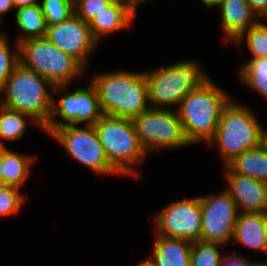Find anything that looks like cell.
<instances>
[{"label": "cell", "mask_w": 267, "mask_h": 266, "mask_svg": "<svg viewBox=\"0 0 267 266\" xmlns=\"http://www.w3.org/2000/svg\"><path fill=\"white\" fill-rule=\"evenodd\" d=\"M264 128L253 109L233 98L225 106L214 138L207 144L216 146L224 166H227L244 151L263 144Z\"/></svg>", "instance_id": "obj_4"}, {"label": "cell", "mask_w": 267, "mask_h": 266, "mask_svg": "<svg viewBox=\"0 0 267 266\" xmlns=\"http://www.w3.org/2000/svg\"><path fill=\"white\" fill-rule=\"evenodd\" d=\"M69 85L54 87L52 117L43 132L49 135L55 128L65 125H94L104 114L94 85L89 82L87 87H78L66 93ZM59 93V95H57ZM62 121L56 119L58 118Z\"/></svg>", "instance_id": "obj_8"}, {"label": "cell", "mask_w": 267, "mask_h": 266, "mask_svg": "<svg viewBox=\"0 0 267 266\" xmlns=\"http://www.w3.org/2000/svg\"><path fill=\"white\" fill-rule=\"evenodd\" d=\"M54 87L49 80L19 63L0 91V104L29 115L44 129L52 117Z\"/></svg>", "instance_id": "obj_3"}, {"label": "cell", "mask_w": 267, "mask_h": 266, "mask_svg": "<svg viewBox=\"0 0 267 266\" xmlns=\"http://www.w3.org/2000/svg\"><path fill=\"white\" fill-rule=\"evenodd\" d=\"M237 75L243 85L267 99V57L245 60Z\"/></svg>", "instance_id": "obj_23"}, {"label": "cell", "mask_w": 267, "mask_h": 266, "mask_svg": "<svg viewBox=\"0 0 267 266\" xmlns=\"http://www.w3.org/2000/svg\"><path fill=\"white\" fill-rule=\"evenodd\" d=\"M90 82L104 115L133 119L150 108L145 71L96 72Z\"/></svg>", "instance_id": "obj_1"}, {"label": "cell", "mask_w": 267, "mask_h": 266, "mask_svg": "<svg viewBox=\"0 0 267 266\" xmlns=\"http://www.w3.org/2000/svg\"><path fill=\"white\" fill-rule=\"evenodd\" d=\"M15 10L13 0H0V26L4 23V14Z\"/></svg>", "instance_id": "obj_32"}, {"label": "cell", "mask_w": 267, "mask_h": 266, "mask_svg": "<svg viewBox=\"0 0 267 266\" xmlns=\"http://www.w3.org/2000/svg\"><path fill=\"white\" fill-rule=\"evenodd\" d=\"M47 26L68 20L74 14V4L68 0H41Z\"/></svg>", "instance_id": "obj_27"}, {"label": "cell", "mask_w": 267, "mask_h": 266, "mask_svg": "<svg viewBox=\"0 0 267 266\" xmlns=\"http://www.w3.org/2000/svg\"><path fill=\"white\" fill-rule=\"evenodd\" d=\"M263 145L267 148V129L265 128L263 132Z\"/></svg>", "instance_id": "obj_37"}, {"label": "cell", "mask_w": 267, "mask_h": 266, "mask_svg": "<svg viewBox=\"0 0 267 266\" xmlns=\"http://www.w3.org/2000/svg\"><path fill=\"white\" fill-rule=\"evenodd\" d=\"M136 16L137 10L127 0H114L89 22V28L100 43L102 38L129 28Z\"/></svg>", "instance_id": "obj_15"}, {"label": "cell", "mask_w": 267, "mask_h": 266, "mask_svg": "<svg viewBox=\"0 0 267 266\" xmlns=\"http://www.w3.org/2000/svg\"><path fill=\"white\" fill-rule=\"evenodd\" d=\"M45 37L57 48L76 59L85 69L88 58L99 45L91 33L89 23L75 14L66 21L47 26Z\"/></svg>", "instance_id": "obj_13"}, {"label": "cell", "mask_w": 267, "mask_h": 266, "mask_svg": "<svg viewBox=\"0 0 267 266\" xmlns=\"http://www.w3.org/2000/svg\"><path fill=\"white\" fill-rule=\"evenodd\" d=\"M132 121L139 142L147 154L191 146L175 109L149 108Z\"/></svg>", "instance_id": "obj_9"}, {"label": "cell", "mask_w": 267, "mask_h": 266, "mask_svg": "<svg viewBox=\"0 0 267 266\" xmlns=\"http://www.w3.org/2000/svg\"><path fill=\"white\" fill-rule=\"evenodd\" d=\"M216 8L220 11V29L225 42L232 45L259 20L252 12L247 0H221Z\"/></svg>", "instance_id": "obj_16"}, {"label": "cell", "mask_w": 267, "mask_h": 266, "mask_svg": "<svg viewBox=\"0 0 267 266\" xmlns=\"http://www.w3.org/2000/svg\"><path fill=\"white\" fill-rule=\"evenodd\" d=\"M257 266H267V263H266V262H259V263L257 264Z\"/></svg>", "instance_id": "obj_38"}, {"label": "cell", "mask_w": 267, "mask_h": 266, "mask_svg": "<svg viewBox=\"0 0 267 266\" xmlns=\"http://www.w3.org/2000/svg\"><path fill=\"white\" fill-rule=\"evenodd\" d=\"M26 198L21 189L12 186H0V217L17 215Z\"/></svg>", "instance_id": "obj_28"}, {"label": "cell", "mask_w": 267, "mask_h": 266, "mask_svg": "<svg viewBox=\"0 0 267 266\" xmlns=\"http://www.w3.org/2000/svg\"><path fill=\"white\" fill-rule=\"evenodd\" d=\"M20 63L49 80L54 86L71 85L85 68L46 37L31 38L19 44Z\"/></svg>", "instance_id": "obj_7"}, {"label": "cell", "mask_w": 267, "mask_h": 266, "mask_svg": "<svg viewBox=\"0 0 267 266\" xmlns=\"http://www.w3.org/2000/svg\"><path fill=\"white\" fill-rule=\"evenodd\" d=\"M136 266H156V265L150 258H146L145 260L138 262Z\"/></svg>", "instance_id": "obj_36"}, {"label": "cell", "mask_w": 267, "mask_h": 266, "mask_svg": "<svg viewBox=\"0 0 267 266\" xmlns=\"http://www.w3.org/2000/svg\"><path fill=\"white\" fill-rule=\"evenodd\" d=\"M9 38L5 32H0V91L5 82L12 74L14 68L20 63L19 44L14 43L15 48H11Z\"/></svg>", "instance_id": "obj_26"}, {"label": "cell", "mask_w": 267, "mask_h": 266, "mask_svg": "<svg viewBox=\"0 0 267 266\" xmlns=\"http://www.w3.org/2000/svg\"><path fill=\"white\" fill-rule=\"evenodd\" d=\"M263 21L258 20L233 43L239 47L245 42L251 52V58L267 57V24Z\"/></svg>", "instance_id": "obj_24"}, {"label": "cell", "mask_w": 267, "mask_h": 266, "mask_svg": "<svg viewBox=\"0 0 267 266\" xmlns=\"http://www.w3.org/2000/svg\"><path fill=\"white\" fill-rule=\"evenodd\" d=\"M227 186L224 188L235 201L239 213L267 214V183L233 172L224 166Z\"/></svg>", "instance_id": "obj_14"}, {"label": "cell", "mask_w": 267, "mask_h": 266, "mask_svg": "<svg viewBox=\"0 0 267 266\" xmlns=\"http://www.w3.org/2000/svg\"><path fill=\"white\" fill-rule=\"evenodd\" d=\"M267 254V214L239 213L231 242Z\"/></svg>", "instance_id": "obj_17"}, {"label": "cell", "mask_w": 267, "mask_h": 266, "mask_svg": "<svg viewBox=\"0 0 267 266\" xmlns=\"http://www.w3.org/2000/svg\"><path fill=\"white\" fill-rule=\"evenodd\" d=\"M41 0H13L15 9L40 4Z\"/></svg>", "instance_id": "obj_33"}, {"label": "cell", "mask_w": 267, "mask_h": 266, "mask_svg": "<svg viewBox=\"0 0 267 266\" xmlns=\"http://www.w3.org/2000/svg\"><path fill=\"white\" fill-rule=\"evenodd\" d=\"M202 242L226 245L232 240L234 227L237 222L238 209L230 194L222 189L221 192L200 196Z\"/></svg>", "instance_id": "obj_12"}, {"label": "cell", "mask_w": 267, "mask_h": 266, "mask_svg": "<svg viewBox=\"0 0 267 266\" xmlns=\"http://www.w3.org/2000/svg\"><path fill=\"white\" fill-rule=\"evenodd\" d=\"M28 120L40 130L43 129L29 116L0 105V147L6 141L21 140L26 132Z\"/></svg>", "instance_id": "obj_22"}, {"label": "cell", "mask_w": 267, "mask_h": 266, "mask_svg": "<svg viewBox=\"0 0 267 266\" xmlns=\"http://www.w3.org/2000/svg\"><path fill=\"white\" fill-rule=\"evenodd\" d=\"M154 226V235L199 241L202 230L200 195L173 201L161 208L154 217Z\"/></svg>", "instance_id": "obj_11"}, {"label": "cell", "mask_w": 267, "mask_h": 266, "mask_svg": "<svg viewBox=\"0 0 267 266\" xmlns=\"http://www.w3.org/2000/svg\"><path fill=\"white\" fill-rule=\"evenodd\" d=\"M35 157L24 155L7 147H0V179L2 186H12L19 189L30 176Z\"/></svg>", "instance_id": "obj_19"}, {"label": "cell", "mask_w": 267, "mask_h": 266, "mask_svg": "<svg viewBox=\"0 0 267 266\" xmlns=\"http://www.w3.org/2000/svg\"><path fill=\"white\" fill-rule=\"evenodd\" d=\"M206 7L216 9V6L221 2V0H200Z\"/></svg>", "instance_id": "obj_34"}, {"label": "cell", "mask_w": 267, "mask_h": 266, "mask_svg": "<svg viewBox=\"0 0 267 266\" xmlns=\"http://www.w3.org/2000/svg\"><path fill=\"white\" fill-rule=\"evenodd\" d=\"M147 1H150V0H128V2L136 9L138 10V7L144 3H146Z\"/></svg>", "instance_id": "obj_35"}, {"label": "cell", "mask_w": 267, "mask_h": 266, "mask_svg": "<svg viewBox=\"0 0 267 266\" xmlns=\"http://www.w3.org/2000/svg\"><path fill=\"white\" fill-rule=\"evenodd\" d=\"M233 172L267 183V148L244 151L227 165Z\"/></svg>", "instance_id": "obj_20"}, {"label": "cell", "mask_w": 267, "mask_h": 266, "mask_svg": "<svg viewBox=\"0 0 267 266\" xmlns=\"http://www.w3.org/2000/svg\"><path fill=\"white\" fill-rule=\"evenodd\" d=\"M150 259L156 266H190L192 242L154 235Z\"/></svg>", "instance_id": "obj_18"}, {"label": "cell", "mask_w": 267, "mask_h": 266, "mask_svg": "<svg viewBox=\"0 0 267 266\" xmlns=\"http://www.w3.org/2000/svg\"><path fill=\"white\" fill-rule=\"evenodd\" d=\"M220 246L217 243H207L202 241L192 242L190 254V266H220L223 255L220 253Z\"/></svg>", "instance_id": "obj_25"}, {"label": "cell", "mask_w": 267, "mask_h": 266, "mask_svg": "<svg viewBox=\"0 0 267 266\" xmlns=\"http://www.w3.org/2000/svg\"><path fill=\"white\" fill-rule=\"evenodd\" d=\"M198 60H182L145 71L150 108L170 109L209 76Z\"/></svg>", "instance_id": "obj_6"}, {"label": "cell", "mask_w": 267, "mask_h": 266, "mask_svg": "<svg viewBox=\"0 0 267 266\" xmlns=\"http://www.w3.org/2000/svg\"><path fill=\"white\" fill-rule=\"evenodd\" d=\"M232 97L209 77L194 88L176 109L190 145L208 144L215 136L221 113Z\"/></svg>", "instance_id": "obj_2"}, {"label": "cell", "mask_w": 267, "mask_h": 266, "mask_svg": "<svg viewBox=\"0 0 267 266\" xmlns=\"http://www.w3.org/2000/svg\"><path fill=\"white\" fill-rule=\"evenodd\" d=\"M15 11V21L22 33L16 39V43L20 44L31 38H43L46 36L47 24L40 4L21 7Z\"/></svg>", "instance_id": "obj_21"}, {"label": "cell", "mask_w": 267, "mask_h": 266, "mask_svg": "<svg viewBox=\"0 0 267 266\" xmlns=\"http://www.w3.org/2000/svg\"><path fill=\"white\" fill-rule=\"evenodd\" d=\"M247 2L258 19H263L267 22V0H247Z\"/></svg>", "instance_id": "obj_31"}, {"label": "cell", "mask_w": 267, "mask_h": 266, "mask_svg": "<svg viewBox=\"0 0 267 266\" xmlns=\"http://www.w3.org/2000/svg\"><path fill=\"white\" fill-rule=\"evenodd\" d=\"M70 1L72 4H75L77 2V0H68Z\"/></svg>", "instance_id": "obj_39"}, {"label": "cell", "mask_w": 267, "mask_h": 266, "mask_svg": "<svg viewBox=\"0 0 267 266\" xmlns=\"http://www.w3.org/2000/svg\"><path fill=\"white\" fill-rule=\"evenodd\" d=\"M49 136L57 141L73 160L96 175L119 176L107 160L94 125H65L55 128Z\"/></svg>", "instance_id": "obj_10"}, {"label": "cell", "mask_w": 267, "mask_h": 266, "mask_svg": "<svg viewBox=\"0 0 267 266\" xmlns=\"http://www.w3.org/2000/svg\"><path fill=\"white\" fill-rule=\"evenodd\" d=\"M94 128L110 166L119 176L141 177L139 167L148 154L139 142L132 119L103 115Z\"/></svg>", "instance_id": "obj_5"}, {"label": "cell", "mask_w": 267, "mask_h": 266, "mask_svg": "<svg viewBox=\"0 0 267 266\" xmlns=\"http://www.w3.org/2000/svg\"><path fill=\"white\" fill-rule=\"evenodd\" d=\"M233 253H226V255H224L222 259L220 266H257L259 262H263V261H253L244 255L235 254V252Z\"/></svg>", "instance_id": "obj_30"}, {"label": "cell", "mask_w": 267, "mask_h": 266, "mask_svg": "<svg viewBox=\"0 0 267 266\" xmlns=\"http://www.w3.org/2000/svg\"><path fill=\"white\" fill-rule=\"evenodd\" d=\"M113 1L114 0H77L74 4V14L89 23Z\"/></svg>", "instance_id": "obj_29"}]
</instances>
